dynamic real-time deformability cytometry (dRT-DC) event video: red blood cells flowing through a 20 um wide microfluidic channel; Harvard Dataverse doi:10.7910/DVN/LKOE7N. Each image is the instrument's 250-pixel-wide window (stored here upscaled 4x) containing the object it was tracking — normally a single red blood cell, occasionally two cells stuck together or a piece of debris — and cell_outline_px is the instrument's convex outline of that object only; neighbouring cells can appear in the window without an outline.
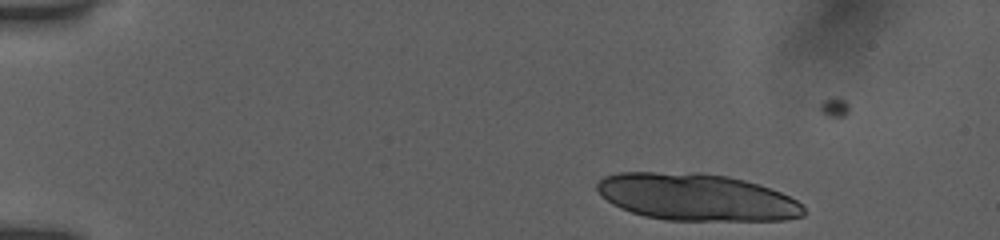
{"species": "human", "species_latin": "Homo sapiens", "temperature_condition": "room temperature", "stored_images_in_passage": 23, "segment_of_instrument_passage": [1, 2], "camera_frame_rate_fps": 3000, "um_per_image_px": 0.085, "donor": {"sex": "female"}, "frame": {"image": 1, "passage_image": 3, "time_ms": 0.667, "image_size_px": [1000, 240], "cell_outline_px": [[804, 216], [784, 220], [664, 220], [644, 216], [620, 208], [612, 204], [596, 188], [596, 184], [604, 176], [620, 172], [700, 172], [728, 176], [744, 180], [780, 192], [796, 200], [804, 208]], "centroid_in_image_um": [59.18, 16.75], "position_along_channel_um": 25.8, "area_um2": 56.53}}